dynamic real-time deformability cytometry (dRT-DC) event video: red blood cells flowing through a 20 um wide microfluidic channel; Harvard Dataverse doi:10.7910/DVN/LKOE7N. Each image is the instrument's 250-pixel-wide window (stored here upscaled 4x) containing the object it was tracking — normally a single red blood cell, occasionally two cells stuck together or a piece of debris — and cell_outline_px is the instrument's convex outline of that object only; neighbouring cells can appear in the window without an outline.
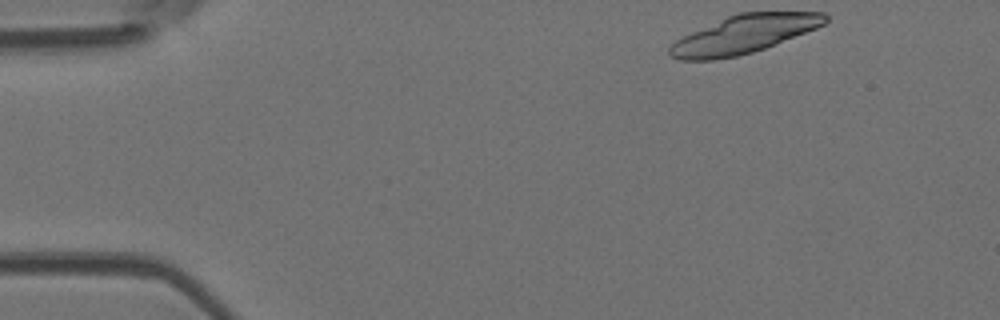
{"species": "Egyptian fruit bat (a non-hibernating species)", "species_latin": "Rousettus aegyptiacus", "temperature_condition": "room temperature", "stored_images_in_passage": 16, "camera_frame_rate_fps": 3000, "um_per_image_px": 0.085, "animal": {"sex": "female"}, "frame": {"image": 1, "passage_image": 1, "time_ms": 0.0, "image_size_px": [1000, 320], "cell_outline_px": [[828, 20], [824, 24], [816, 28], [764, 48], [752, 52], [736, 56], [712, 60], [680, 60], [668, 56], [668, 48], [676, 40], [692, 32], [728, 16], [740, 12], [824, 12], [828, 16]], "centroid_in_image_um": [63.22, 2.92], "position_along_channel_um": 21.8, "area_um2": 34.1}}